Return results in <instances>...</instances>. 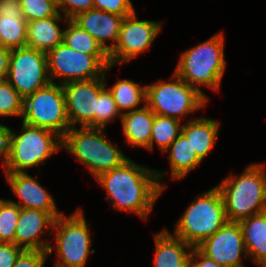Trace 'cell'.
<instances>
[{
  "mask_svg": "<svg viewBox=\"0 0 266 267\" xmlns=\"http://www.w3.org/2000/svg\"><path fill=\"white\" fill-rule=\"evenodd\" d=\"M155 113L145 105L143 108L122 114L121 123L125 141L130 147L147 148L150 144Z\"/></svg>",
  "mask_w": 266,
  "mask_h": 267,
  "instance_id": "obj_20",
  "label": "cell"
},
{
  "mask_svg": "<svg viewBox=\"0 0 266 267\" xmlns=\"http://www.w3.org/2000/svg\"><path fill=\"white\" fill-rule=\"evenodd\" d=\"M62 148L84 164L94 178L115 169L128 159L106 138L105 129L70 127L63 137Z\"/></svg>",
  "mask_w": 266,
  "mask_h": 267,
  "instance_id": "obj_6",
  "label": "cell"
},
{
  "mask_svg": "<svg viewBox=\"0 0 266 267\" xmlns=\"http://www.w3.org/2000/svg\"><path fill=\"white\" fill-rule=\"evenodd\" d=\"M108 89L111 91L121 115L141 109L146 105V85L141 86L133 80L122 79ZM141 103L144 105L138 107Z\"/></svg>",
  "mask_w": 266,
  "mask_h": 267,
  "instance_id": "obj_24",
  "label": "cell"
},
{
  "mask_svg": "<svg viewBox=\"0 0 266 267\" xmlns=\"http://www.w3.org/2000/svg\"><path fill=\"white\" fill-rule=\"evenodd\" d=\"M189 265L191 267H223L203 254L197 247L192 248Z\"/></svg>",
  "mask_w": 266,
  "mask_h": 267,
  "instance_id": "obj_37",
  "label": "cell"
},
{
  "mask_svg": "<svg viewBox=\"0 0 266 267\" xmlns=\"http://www.w3.org/2000/svg\"><path fill=\"white\" fill-rule=\"evenodd\" d=\"M81 208L66 216L64 213L55 218L50 237L54 235L56 242V263L53 267H84L91 249L93 239ZM55 231V232H54Z\"/></svg>",
  "mask_w": 266,
  "mask_h": 267,
  "instance_id": "obj_8",
  "label": "cell"
},
{
  "mask_svg": "<svg viewBox=\"0 0 266 267\" xmlns=\"http://www.w3.org/2000/svg\"><path fill=\"white\" fill-rule=\"evenodd\" d=\"M50 81L64 85L69 82L101 78L111 66L109 55H88L59 44L47 54Z\"/></svg>",
  "mask_w": 266,
  "mask_h": 267,
  "instance_id": "obj_10",
  "label": "cell"
},
{
  "mask_svg": "<svg viewBox=\"0 0 266 267\" xmlns=\"http://www.w3.org/2000/svg\"><path fill=\"white\" fill-rule=\"evenodd\" d=\"M23 98L7 81L0 82V117H22Z\"/></svg>",
  "mask_w": 266,
  "mask_h": 267,
  "instance_id": "obj_30",
  "label": "cell"
},
{
  "mask_svg": "<svg viewBox=\"0 0 266 267\" xmlns=\"http://www.w3.org/2000/svg\"><path fill=\"white\" fill-rule=\"evenodd\" d=\"M67 20L68 18L58 13L53 17L28 22L26 46L47 54L63 43L64 30H61L58 22H66Z\"/></svg>",
  "mask_w": 266,
  "mask_h": 267,
  "instance_id": "obj_19",
  "label": "cell"
},
{
  "mask_svg": "<svg viewBox=\"0 0 266 267\" xmlns=\"http://www.w3.org/2000/svg\"><path fill=\"white\" fill-rule=\"evenodd\" d=\"M162 22L138 20L136 11L124 17L115 47L108 53L111 66L125 64L150 49Z\"/></svg>",
  "mask_w": 266,
  "mask_h": 267,
  "instance_id": "obj_12",
  "label": "cell"
},
{
  "mask_svg": "<svg viewBox=\"0 0 266 267\" xmlns=\"http://www.w3.org/2000/svg\"><path fill=\"white\" fill-rule=\"evenodd\" d=\"M94 8L120 16H129L135 9L131 0H93Z\"/></svg>",
  "mask_w": 266,
  "mask_h": 267,
  "instance_id": "obj_32",
  "label": "cell"
},
{
  "mask_svg": "<svg viewBox=\"0 0 266 267\" xmlns=\"http://www.w3.org/2000/svg\"><path fill=\"white\" fill-rule=\"evenodd\" d=\"M26 20H18L17 16H0V46L9 49L27 45Z\"/></svg>",
  "mask_w": 266,
  "mask_h": 267,
  "instance_id": "obj_27",
  "label": "cell"
},
{
  "mask_svg": "<svg viewBox=\"0 0 266 267\" xmlns=\"http://www.w3.org/2000/svg\"><path fill=\"white\" fill-rule=\"evenodd\" d=\"M224 201L215 186L199 194L178 219L174 235L192 247L214 235L227 222Z\"/></svg>",
  "mask_w": 266,
  "mask_h": 267,
  "instance_id": "obj_5",
  "label": "cell"
},
{
  "mask_svg": "<svg viewBox=\"0 0 266 267\" xmlns=\"http://www.w3.org/2000/svg\"><path fill=\"white\" fill-rule=\"evenodd\" d=\"M27 22L56 16L57 6L45 0H19Z\"/></svg>",
  "mask_w": 266,
  "mask_h": 267,
  "instance_id": "obj_31",
  "label": "cell"
},
{
  "mask_svg": "<svg viewBox=\"0 0 266 267\" xmlns=\"http://www.w3.org/2000/svg\"><path fill=\"white\" fill-rule=\"evenodd\" d=\"M258 266L266 267V264H259Z\"/></svg>",
  "mask_w": 266,
  "mask_h": 267,
  "instance_id": "obj_41",
  "label": "cell"
},
{
  "mask_svg": "<svg viewBox=\"0 0 266 267\" xmlns=\"http://www.w3.org/2000/svg\"><path fill=\"white\" fill-rule=\"evenodd\" d=\"M22 251L16 244L0 242V267H13Z\"/></svg>",
  "mask_w": 266,
  "mask_h": 267,
  "instance_id": "obj_35",
  "label": "cell"
},
{
  "mask_svg": "<svg viewBox=\"0 0 266 267\" xmlns=\"http://www.w3.org/2000/svg\"><path fill=\"white\" fill-rule=\"evenodd\" d=\"M63 43L77 52L88 55H108L102 46L71 19L65 22Z\"/></svg>",
  "mask_w": 266,
  "mask_h": 267,
  "instance_id": "obj_25",
  "label": "cell"
},
{
  "mask_svg": "<svg viewBox=\"0 0 266 267\" xmlns=\"http://www.w3.org/2000/svg\"><path fill=\"white\" fill-rule=\"evenodd\" d=\"M56 6L62 15L72 19L77 14L93 9V0H56Z\"/></svg>",
  "mask_w": 266,
  "mask_h": 267,
  "instance_id": "obj_33",
  "label": "cell"
},
{
  "mask_svg": "<svg viewBox=\"0 0 266 267\" xmlns=\"http://www.w3.org/2000/svg\"><path fill=\"white\" fill-rule=\"evenodd\" d=\"M50 256L48 251L23 250L17 257L13 267H44L45 261Z\"/></svg>",
  "mask_w": 266,
  "mask_h": 267,
  "instance_id": "obj_34",
  "label": "cell"
},
{
  "mask_svg": "<svg viewBox=\"0 0 266 267\" xmlns=\"http://www.w3.org/2000/svg\"><path fill=\"white\" fill-rule=\"evenodd\" d=\"M23 123L56 132L62 138L70 128L62 85L50 82L23 99Z\"/></svg>",
  "mask_w": 266,
  "mask_h": 267,
  "instance_id": "obj_9",
  "label": "cell"
},
{
  "mask_svg": "<svg viewBox=\"0 0 266 267\" xmlns=\"http://www.w3.org/2000/svg\"><path fill=\"white\" fill-rule=\"evenodd\" d=\"M247 256L257 265L266 261V211L239 222Z\"/></svg>",
  "mask_w": 266,
  "mask_h": 267,
  "instance_id": "obj_22",
  "label": "cell"
},
{
  "mask_svg": "<svg viewBox=\"0 0 266 267\" xmlns=\"http://www.w3.org/2000/svg\"><path fill=\"white\" fill-rule=\"evenodd\" d=\"M17 16L18 20H26L19 0H0V16Z\"/></svg>",
  "mask_w": 266,
  "mask_h": 267,
  "instance_id": "obj_36",
  "label": "cell"
},
{
  "mask_svg": "<svg viewBox=\"0 0 266 267\" xmlns=\"http://www.w3.org/2000/svg\"><path fill=\"white\" fill-rule=\"evenodd\" d=\"M111 67L112 66L106 68L104 76L101 78L74 81L62 85L70 127L95 128L97 99L100 91L107 84L105 82V77L108 74L107 71L110 70Z\"/></svg>",
  "mask_w": 266,
  "mask_h": 267,
  "instance_id": "obj_13",
  "label": "cell"
},
{
  "mask_svg": "<svg viewBox=\"0 0 266 267\" xmlns=\"http://www.w3.org/2000/svg\"><path fill=\"white\" fill-rule=\"evenodd\" d=\"M20 133L8 127L4 172L26 173L33 167L45 166V160L58 153L63 138L54 131L22 122Z\"/></svg>",
  "mask_w": 266,
  "mask_h": 267,
  "instance_id": "obj_3",
  "label": "cell"
},
{
  "mask_svg": "<svg viewBox=\"0 0 266 267\" xmlns=\"http://www.w3.org/2000/svg\"><path fill=\"white\" fill-rule=\"evenodd\" d=\"M45 1L52 2L56 5V0H45Z\"/></svg>",
  "mask_w": 266,
  "mask_h": 267,
  "instance_id": "obj_40",
  "label": "cell"
},
{
  "mask_svg": "<svg viewBox=\"0 0 266 267\" xmlns=\"http://www.w3.org/2000/svg\"><path fill=\"white\" fill-rule=\"evenodd\" d=\"M7 129V126L0 124V156L3 163L6 156Z\"/></svg>",
  "mask_w": 266,
  "mask_h": 267,
  "instance_id": "obj_39",
  "label": "cell"
},
{
  "mask_svg": "<svg viewBox=\"0 0 266 267\" xmlns=\"http://www.w3.org/2000/svg\"><path fill=\"white\" fill-rule=\"evenodd\" d=\"M20 207L9 200L0 199V242L15 244L16 224Z\"/></svg>",
  "mask_w": 266,
  "mask_h": 267,
  "instance_id": "obj_28",
  "label": "cell"
},
{
  "mask_svg": "<svg viewBox=\"0 0 266 267\" xmlns=\"http://www.w3.org/2000/svg\"><path fill=\"white\" fill-rule=\"evenodd\" d=\"M197 248L223 267H244L242 256L248 257L239 222L227 221Z\"/></svg>",
  "mask_w": 266,
  "mask_h": 267,
  "instance_id": "obj_14",
  "label": "cell"
},
{
  "mask_svg": "<svg viewBox=\"0 0 266 267\" xmlns=\"http://www.w3.org/2000/svg\"><path fill=\"white\" fill-rule=\"evenodd\" d=\"M180 120L155 114L150 137V144L146 148L148 151H153L156 143L161 152L171 145V143L182 133Z\"/></svg>",
  "mask_w": 266,
  "mask_h": 267,
  "instance_id": "obj_26",
  "label": "cell"
},
{
  "mask_svg": "<svg viewBox=\"0 0 266 267\" xmlns=\"http://www.w3.org/2000/svg\"><path fill=\"white\" fill-rule=\"evenodd\" d=\"M124 16L90 9L77 14L71 20L88 32L108 53L115 47ZM112 41L110 45L106 41Z\"/></svg>",
  "mask_w": 266,
  "mask_h": 267,
  "instance_id": "obj_17",
  "label": "cell"
},
{
  "mask_svg": "<svg viewBox=\"0 0 266 267\" xmlns=\"http://www.w3.org/2000/svg\"><path fill=\"white\" fill-rule=\"evenodd\" d=\"M54 220L48 212L20 208L15 231V244L23 250H43L52 255L54 248L48 241L49 239L44 241L40 239V236L47 235L49 228L52 230Z\"/></svg>",
  "mask_w": 266,
  "mask_h": 267,
  "instance_id": "obj_15",
  "label": "cell"
},
{
  "mask_svg": "<svg viewBox=\"0 0 266 267\" xmlns=\"http://www.w3.org/2000/svg\"><path fill=\"white\" fill-rule=\"evenodd\" d=\"M164 174L128 158L120 166L101 173L95 179L107 190L104 199L111 202L113 209L132 212L147 220L154 203L166 187L161 183Z\"/></svg>",
  "mask_w": 266,
  "mask_h": 267,
  "instance_id": "obj_1",
  "label": "cell"
},
{
  "mask_svg": "<svg viewBox=\"0 0 266 267\" xmlns=\"http://www.w3.org/2000/svg\"><path fill=\"white\" fill-rule=\"evenodd\" d=\"M5 175L8 185L21 203L8 199L10 202L17 204L20 208L48 212L54 219L63 213L62 211H58L51 194L39 184V181L27 172H5Z\"/></svg>",
  "mask_w": 266,
  "mask_h": 267,
  "instance_id": "obj_16",
  "label": "cell"
},
{
  "mask_svg": "<svg viewBox=\"0 0 266 267\" xmlns=\"http://www.w3.org/2000/svg\"><path fill=\"white\" fill-rule=\"evenodd\" d=\"M216 187L221 192L230 222H240L266 211L265 164H249L241 175H229Z\"/></svg>",
  "mask_w": 266,
  "mask_h": 267,
  "instance_id": "obj_2",
  "label": "cell"
},
{
  "mask_svg": "<svg viewBox=\"0 0 266 267\" xmlns=\"http://www.w3.org/2000/svg\"><path fill=\"white\" fill-rule=\"evenodd\" d=\"M224 35L217 32L208 40L182 52L174 72L187 84L200 91V85L219 91L226 61Z\"/></svg>",
  "mask_w": 266,
  "mask_h": 267,
  "instance_id": "obj_4",
  "label": "cell"
},
{
  "mask_svg": "<svg viewBox=\"0 0 266 267\" xmlns=\"http://www.w3.org/2000/svg\"><path fill=\"white\" fill-rule=\"evenodd\" d=\"M120 117L116 102L114 101L111 91L105 86L97 99V112H95V128L105 129L107 124L112 123L116 117Z\"/></svg>",
  "mask_w": 266,
  "mask_h": 267,
  "instance_id": "obj_29",
  "label": "cell"
},
{
  "mask_svg": "<svg viewBox=\"0 0 266 267\" xmlns=\"http://www.w3.org/2000/svg\"><path fill=\"white\" fill-rule=\"evenodd\" d=\"M170 79L146 85V105L155 114L181 121V118L206 107L208 99L200 91L187 84L175 72Z\"/></svg>",
  "mask_w": 266,
  "mask_h": 267,
  "instance_id": "obj_7",
  "label": "cell"
},
{
  "mask_svg": "<svg viewBox=\"0 0 266 267\" xmlns=\"http://www.w3.org/2000/svg\"><path fill=\"white\" fill-rule=\"evenodd\" d=\"M156 253L154 267H188L192 246L175 237L167 229L154 234Z\"/></svg>",
  "mask_w": 266,
  "mask_h": 267,
  "instance_id": "obj_18",
  "label": "cell"
},
{
  "mask_svg": "<svg viewBox=\"0 0 266 267\" xmlns=\"http://www.w3.org/2000/svg\"><path fill=\"white\" fill-rule=\"evenodd\" d=\"M11 49L0 46V82L6 80L10 65Z\"/></svg>",
  "mask_w": 266,
  "mask_h": 267,
  "instance_id": "obj_38",
  "label": "cell"
},
{
  "mask_svg": "<svg viewBox=\"0 0 266 267\" xmlns=\"http://www.w3.org/2000/svg\"><path fill=\"white\" fill-rule=\"evenodd\" d=\"M220 123L217 120L199 117L188 120L182 126V133L190 141L193 151L203 160L213 146L219 133Z\"/></svg>",
  "mask_w": 266,
  "mask_h": 267,
  "instance_id": "obj_21",
  "label": "cell"
},
{
  "mask_svg": "<svg viewBox=\"0 0 266 267\" xmlns=\"http://www.w3.org/2000/svg\"><path fill=\"white\" fill-rule=\"evenodd\" d=\"M6 80L24 99L51 81L47 55L28 46L11 49Z\"/></svg>",
  "mask_w": 266,
  "mask_h": 267,
  "instance_id": "obj_11",
  "label": "cell"
},
{
  "mask_svg": "<svg viewBox=\"0 0 266 267\" xmlns=\"http://www.w3.org/2000/svg\"><path fill=\"white\" fill-rule=\"evenodd\" d=\"M166 152H168L170 176L174 180L183 179L202 162L183 133L171 143L164 153Z\"/></svg>",
  "mask_w": 266,
  "mask_h": 267,
  "instance_id": "obj_23",
  "label": "cell"
}]
</instances>
